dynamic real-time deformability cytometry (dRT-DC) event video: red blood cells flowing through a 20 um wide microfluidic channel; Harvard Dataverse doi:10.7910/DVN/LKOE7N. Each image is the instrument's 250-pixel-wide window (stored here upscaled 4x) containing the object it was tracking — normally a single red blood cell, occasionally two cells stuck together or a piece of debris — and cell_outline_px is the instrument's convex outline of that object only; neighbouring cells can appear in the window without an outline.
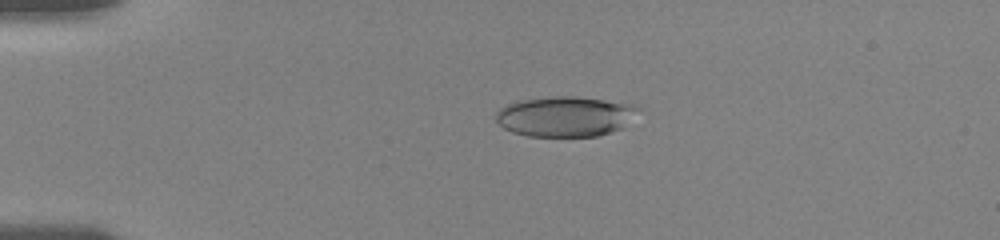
{"species": "human", "species_latin": "Homo sapiens", "temperature_condition": "room temperature", "stored_images_in_passage": 39, "camera_frame_rate_fps": 3000, "um_per_image_px": 0.085, "donor": {"sex": "female"}, "frame": {"image": 1, "passage_image": 5, "time_ms": 3.333, "image_size_px": [1000, 240], "cell_outline_px": [[640, 108], [624, 128], [596, 136], [528, 136], [512, 132], [504, 128], [496, 120], [496, 112], [500, 108], [508, 104], [520, 100], [552, 96], [572, 96], [604, 100], [632, 104]], "centroid_in_image_um": [48.03, 9.9], "position_along_channel_um": 37.0, "area_um2": 33.23}}
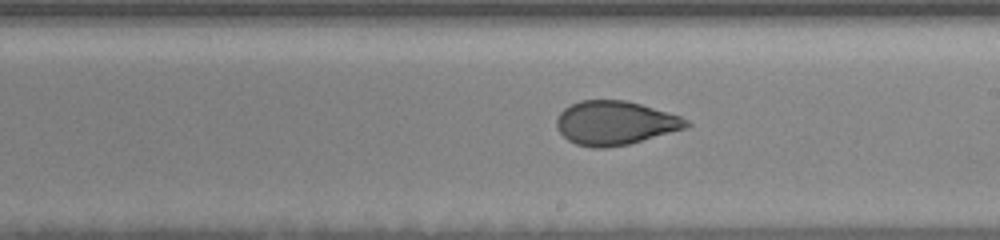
{"frame": {"image": 2, "passage_image": 20, "time_ms": 10.0, "image_size_px": [1000, 240], "cell_outline_px": [[692, 124], [688, 128], [628, 144], [604, 148], [592, 148], [576, 144], [568, 140], [556, 128], [556, 120], [560, 112], [564, 108], [580, 100], [624, 100], [640, 104], [680, 116], [688, 120]], "centroid_in_image_um": [52.28, 10.46], "position_along_channel_um": 236.7, "area_um2": 33.18}}
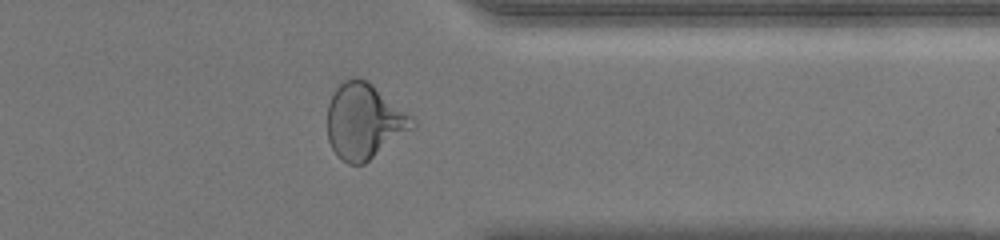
{"frame": {"image": 3, "passage_image": 32, "time_ms": 14.0, "image_size_px": [1000, 240], "cell_outline_px": [[416, 128], [364, 164], [348, 164], [332, 148], [328, 140], [328, 104], [332, 92], [344, 80], [352, 76], [360, 76], [368, 80], [412, 116], [416, 120]], "centroid_in_image_um": [30.99, 10.28], "position_along_channel_um": 380.4, "area_um2": 37.74}, "authors_computed_cell_mechanics": {"area_um2": 34.102, "velocity_mm_per_s": 3.6815, "shape_relaxation_time_tau1_ms": 4.8934, "shape_relaxation_time_tau2_ms": 0.8602, "deformation_change_tau1": 0.1477, "deformation_change_tau2": 0.0609}}